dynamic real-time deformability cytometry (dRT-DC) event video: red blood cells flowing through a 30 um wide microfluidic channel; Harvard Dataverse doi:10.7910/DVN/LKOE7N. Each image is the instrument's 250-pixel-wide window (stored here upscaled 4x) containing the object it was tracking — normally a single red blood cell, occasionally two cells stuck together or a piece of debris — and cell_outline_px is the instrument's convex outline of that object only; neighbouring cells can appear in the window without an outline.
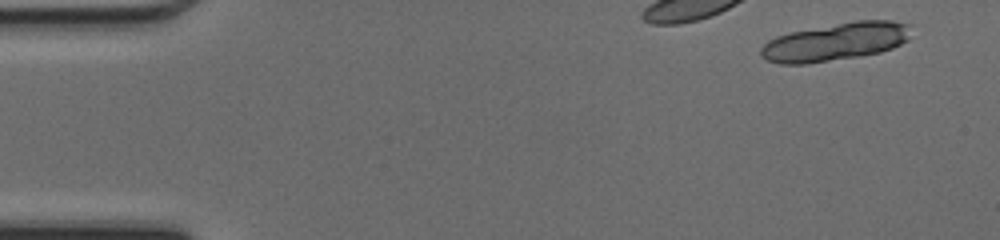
{"species": "common noctule bat (a hibernating species)", "species_latin": "Nyctalus noctula", "temperature_condition": "cold", "stored_images_in_passage": 14, "camera_frame_rate_fps": 3000, "um_per_image_px": 0.085, "animal": {"sex": "female", "body_mass_g": 17.0, "forearm_length_mm": 48.0}, "frame": {"image": 1, "passage_image": 3, "time_ms": 0.667, "image_size_px": [1000, 240], "cell_outline_px": [[912, 24], [908, 40], [892, 48], [880, 52], [860, 56], [808, 64], [780, 64], [768, 60], [760, 56], [760, 48], [768, 40], [776, 36], [792, 32], [856, 20], [892, 20]], "centroid_in_image_um": [71.04, 3.55], "position_along_channel_um": 14.0, "area_um2": 33.29}}
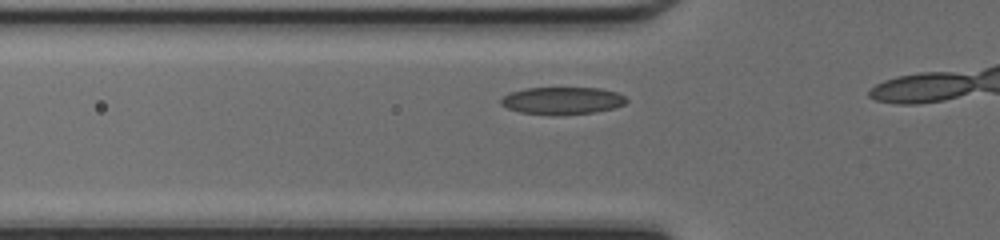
{"frame": {"image": 2, "passage_image": 12, "time_ms": 3.667, "image_size_px": [1000, 240], "cell_outline_px": [[628, 100], [624, 104], [612, 108], [596, 112], [520, 112], [508, 108], [500, 104], [500, 100], [504, 96], [512, 92], [528, 88], [600, 88], [616, 92], [624, 96]], "centroid_in_image_um": [47.82, 8.5], "position_along_channel_um": 78.0, "area_um2": 18.9}}